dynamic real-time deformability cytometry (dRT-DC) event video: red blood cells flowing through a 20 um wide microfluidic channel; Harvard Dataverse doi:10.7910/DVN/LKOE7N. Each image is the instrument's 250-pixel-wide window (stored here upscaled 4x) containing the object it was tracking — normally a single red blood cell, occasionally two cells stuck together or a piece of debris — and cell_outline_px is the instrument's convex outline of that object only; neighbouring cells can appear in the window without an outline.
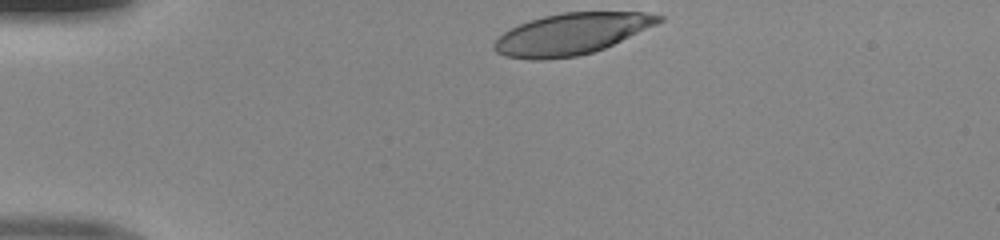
{"species": "human", "species_latin": "Homo sapiens", "temperature_condition": "room temperature", "stored_images_in_passage": 32, "camera_frame_rate_fps": 3000, "um_per_image_px": 0.085, "donor": {"sex": "male"}, "frame": {"image": 1, "passage_image": 1, "time_ms": 0.0, "image_size_px": [1000, 240], "cell_outline_px": [[664, 20], [656, 24], [604, 48], [592, 52], [576, 56], [544, 60], [532, 60], [504, 56], [496, 52], [492, 48], [492, 44], [504, 32], [520, 24], [544, 16], [564, 12], [644, 12], [664, 16]], "centroid_in_image_um": [48.54, 2.89], "position_along_channel_um": 36.5, "area_um2": 39.3}}
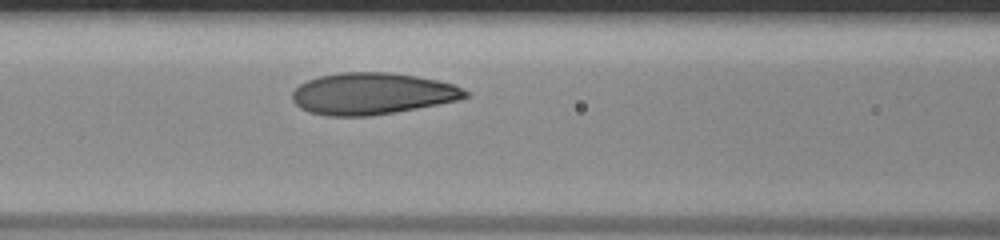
{"frame": {"image": 2, "passage_image": 12, "time_ms": 3.667, "image_size_px": [1000, 240], "cell_outline_px": [[472, 96], [456, 100], [396, 112], [372, 116], [324, 116], [308, 112], [300, 108], [292, 100], [292, 92], [300, 84], [308, 80], [320, 76], [340, 72], [388, 72], [416, 76], [436, 80], [452, 84], [464, 88]], "centroid_in_image_um": [31.61, 7.96], "position_along_channel_um": 135.0, "area_um2": 42.08}}
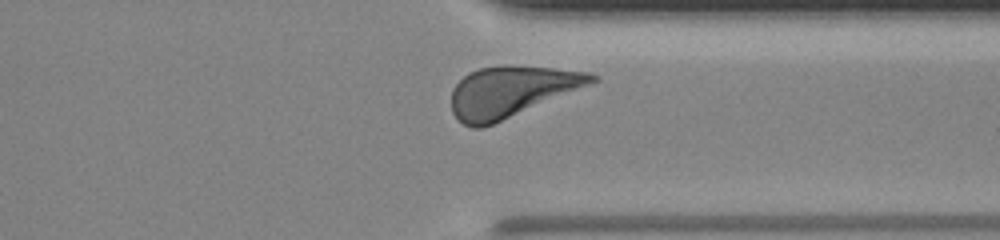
{"frame": {"image": 3, "passage_image": 29, "time_ms": 9.333, "image_size_px": [1000, 240], "cell_outline_px": [[600, 80], [492, 124], [480, 128], [472, 128], [464, 124], [452, 112], [452, 88], [468, 72], [480, 68], [504, 64], [552, 68], [592, 72], [600, 76]], "centroid_in_image_um": [43.46, 7.75], "position_along_channel_um": 367.9, "area_um2": 41.27}}